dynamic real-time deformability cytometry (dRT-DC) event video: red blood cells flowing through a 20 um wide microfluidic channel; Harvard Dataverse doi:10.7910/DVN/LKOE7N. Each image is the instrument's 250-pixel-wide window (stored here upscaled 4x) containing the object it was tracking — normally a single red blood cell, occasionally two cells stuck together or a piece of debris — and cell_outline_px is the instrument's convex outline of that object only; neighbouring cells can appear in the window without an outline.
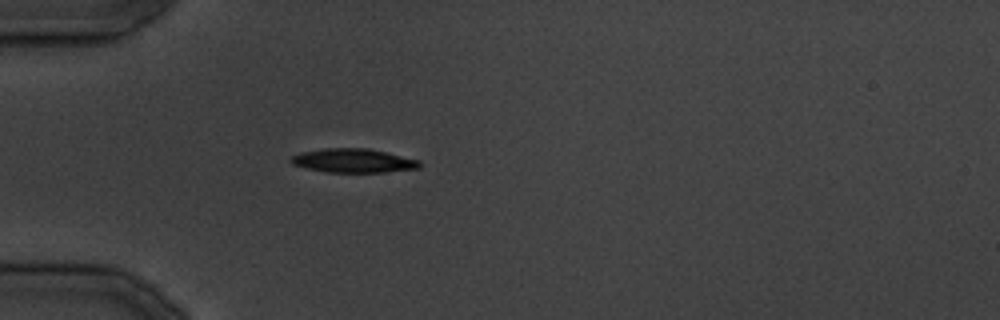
{"species": "common noctule bat (a hibernating species)", "species_latin": "Nyctalus noctula", "temperature_condition": "cold", "stored_images_in_passage": 14, "camera_frame_rate_fps": 3000, "um_per_image_px": 0.085, "animal": {"sex": "male", "body_mass_g": 19.5, "forearm_length_mm": 54.6}, "frame": {"image": 1, "passage_image": 7, "time_ms": 7.0, "image_size_px": [1000, 320], "cell_outline_px": [[420, 168], [384, 172], [328, 172], [308, 168], [292, 164], [288, 160], [292, 156], [300, 152], [324, 148], [368, 148], [388, 152], [420, 160]], "centroid_in_image_um": [30.04, 13.64], "position_along_channel_um": 55.0, "area_um2": 17.98}}
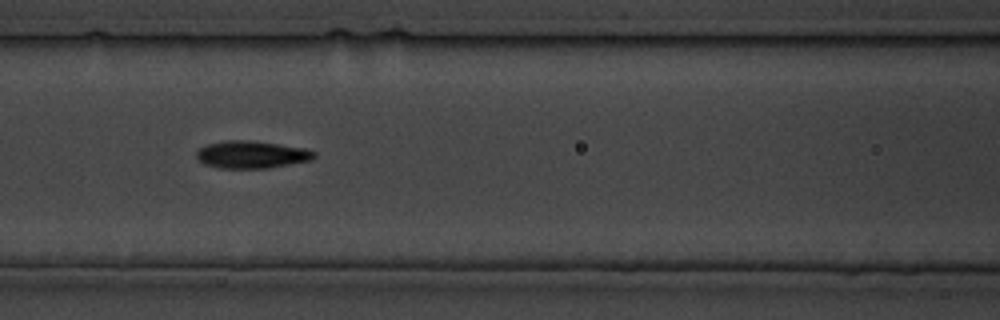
{"frame": {"image": 2, "passage_image": 12, "time_ms": 13.333, "image_size_px": [1000, 320], "cell_outline_px": [[316, 156], [312, 160], [268, 168], [216, 168], [204, 164], [196, 160], [196, 152], [200, 148], [208, 144], [228, 140], [244, 140], [276, 144], [304, 148], [316, 152]], "centroid_in_image_um": [21.36, 13.15], "position_along_channel_um": 145.2, "area_um2": 18.73}}
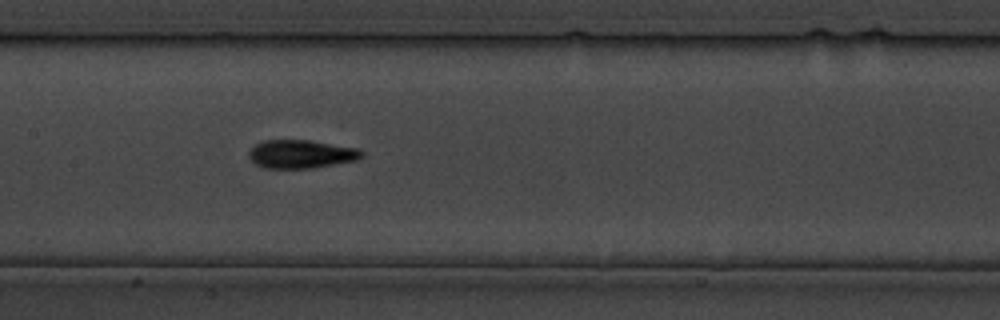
{"frame": {"image": 3, "passage_image": 14, "time_ms": 15.667, "image_size_px": [1000, 320], "cell_outline_px": [[364, 156], [360, 160], [312, 168], [264, 168], [256, 164], [248, 156], [248, 152], [256, 144], [264, 140], [312, 140], [360, 148], [364, 152]], "centroid_in_image_um": [25.67, 13.09], "position_along_channel_um": 181.7, "area_um2": 18.96}}